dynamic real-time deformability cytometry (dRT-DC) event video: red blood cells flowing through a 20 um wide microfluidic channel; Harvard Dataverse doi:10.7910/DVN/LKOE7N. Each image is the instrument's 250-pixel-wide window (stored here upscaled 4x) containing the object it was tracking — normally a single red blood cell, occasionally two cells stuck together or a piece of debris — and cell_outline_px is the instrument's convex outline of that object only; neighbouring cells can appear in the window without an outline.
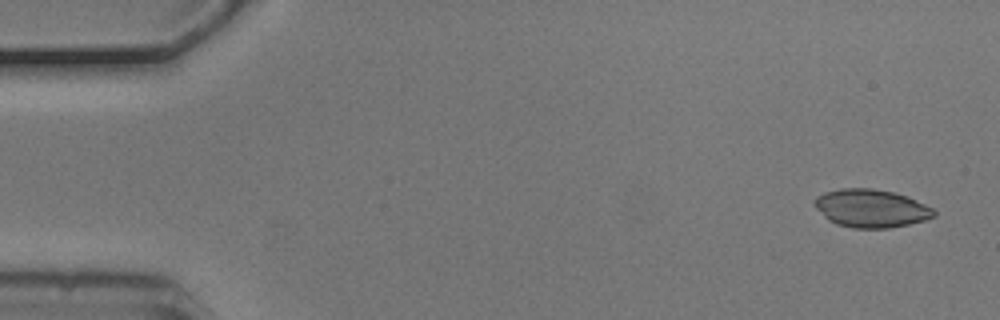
{"species": "common noctule bat (a hibernating species)", "species_latin": "Nyctalus noctula", "temperature_condition": "cold", "stored_images_in_passage": 9, "camera_frame_rate_fps": 3000, "um_per_image_px": 0.085, "animal": {"sex": "male", "body_mass_g": 20.5, "forearm_length_mm": 52.5}, "frame": {"image": 1, "passage_image": 1, "time_ms": 0.0, "image_size_px": [1000, 320], "cell_outline_px": [[936, 216], [924, 220], [908, 224], [888, 228], [852, 228], [836, 224], [828, 220], [812, 204], [812, 200], [816, 196], [824, 192], [840, 188], [872, 188], [892, 192], [908, 196], [932, 208], [936, 212]], "centroid_in_image_um": [74.0, 17.7], "position_along_channel_um": 11.0, "area_um2": 26.65}}
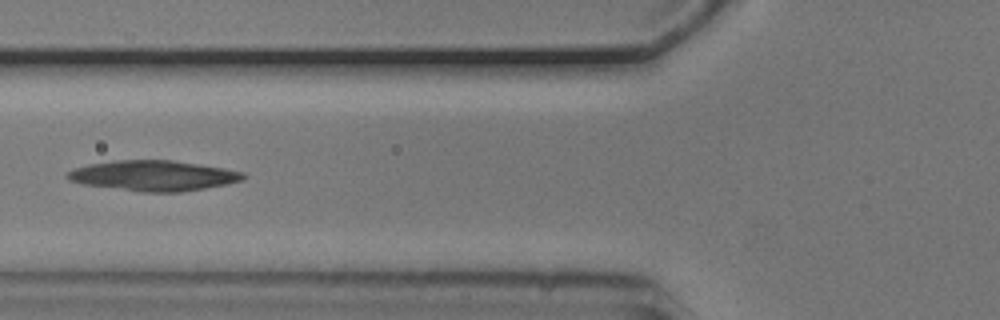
{"frame": {"image": 2, "passage_image": 6, "time_ms": 1.667, "image_size_px": [1000, 320], "cell_outline_px": [[248, 176], [240, 180], [224, 184], [204, 188], [180, 192], [140, 192], [84, 184], [68, 180], [68, 172], [76, 168], [88, 164], [112, 160], [172, 160], [224, 168], [244, 172]], "centroid_in_image_um": [13.04, 14.92], "position_along_channel_um": 112.8, "area_um2": 30.87}}
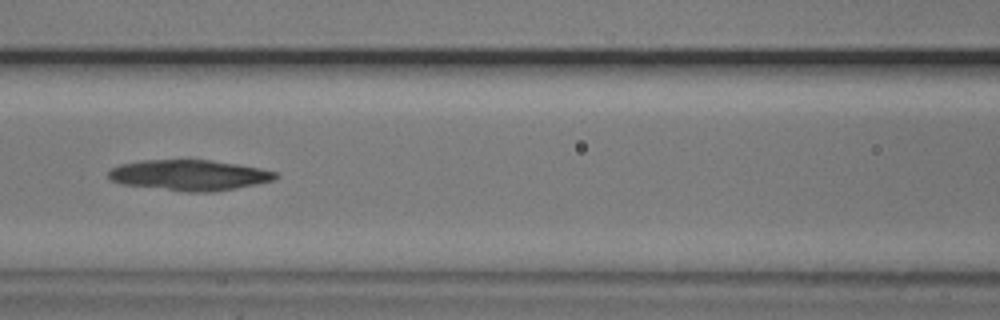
{"frame": {"image": 3, "passage_image": 7, "time_ms": 2.0, "image_size_px": [1000, 320], "cell_outline_px": [[280, 176], [272, 180], [256, 184], [236, 188], [212, 192], [188, 192], [124, 184], [112, 180], [108, 176], [108, 168], [120, 164], [140, 160], [212, 160], [260, 168], [276, 172]], "centroid_in_image_um": [16.08, 14.88], "position_along_channel_um": 150.5, "area_um2": 29.71}}